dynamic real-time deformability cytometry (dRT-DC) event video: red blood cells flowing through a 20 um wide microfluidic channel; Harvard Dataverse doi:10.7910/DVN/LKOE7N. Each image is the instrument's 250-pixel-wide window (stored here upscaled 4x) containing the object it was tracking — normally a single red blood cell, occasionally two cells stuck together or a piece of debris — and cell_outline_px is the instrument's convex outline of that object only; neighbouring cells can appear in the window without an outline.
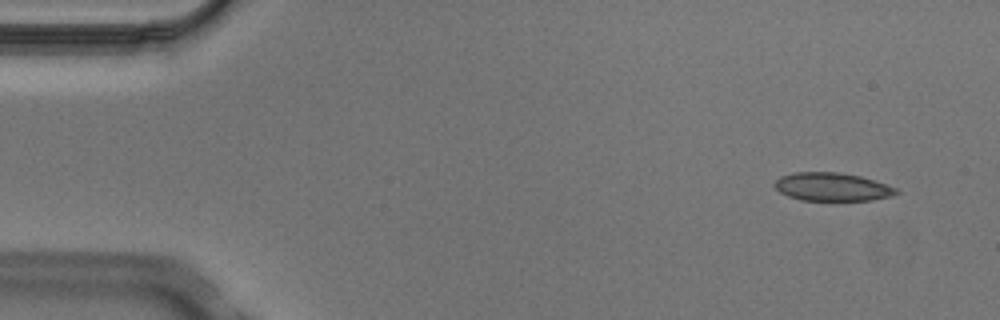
{"species": "Egyptian fruit bat (a non-hibernating species)", "species_latin": "Rousettus aegyptiacus", "temperature_condition": "cold", "stored_images_in_passage": 4, "camera_frame_rate_fps": 3000, "um_per_image_px": 0.085, "animal": {"sex": "male"}, "frame": {"image": 1, "passage_image": 1, "time_ms": 0.0, "image_size_px": [1000, 320], "cell_outline_px": [[900, 192], [892, 196], [872, 200], [800, 200], [788, 196], [780, 192], [772, 184], [780, 176], [792, 172], [840, 172], [860, 176], [896, 188]], "centroid_in_image_um": [70.69, 15.88], "position_along_channel_um": 14.3, "area_um2": 20.0}}
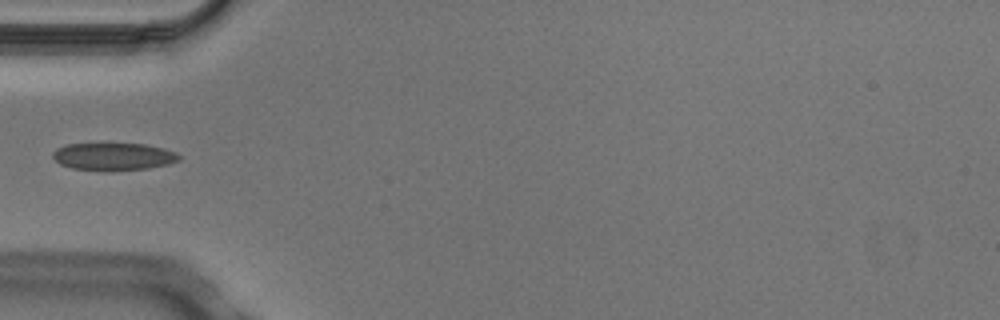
{"frame": {"image": 2, "passage_image": 4, "time_ms": 1.0, "image_size_px": [1000, 320], "cell_outline_px": [[180, 160], [168, 164], [148, 168], [72, 168], [60, 164], [52, 156], [52, 152], [56, 148], [68, 144], [144, 144], [164, 148], [176, 152], [180, 156]], "centroid_in_image_um": [9.66, 13.26], "position_along_channel_um": 75.3, "area_um2": 19.31}}